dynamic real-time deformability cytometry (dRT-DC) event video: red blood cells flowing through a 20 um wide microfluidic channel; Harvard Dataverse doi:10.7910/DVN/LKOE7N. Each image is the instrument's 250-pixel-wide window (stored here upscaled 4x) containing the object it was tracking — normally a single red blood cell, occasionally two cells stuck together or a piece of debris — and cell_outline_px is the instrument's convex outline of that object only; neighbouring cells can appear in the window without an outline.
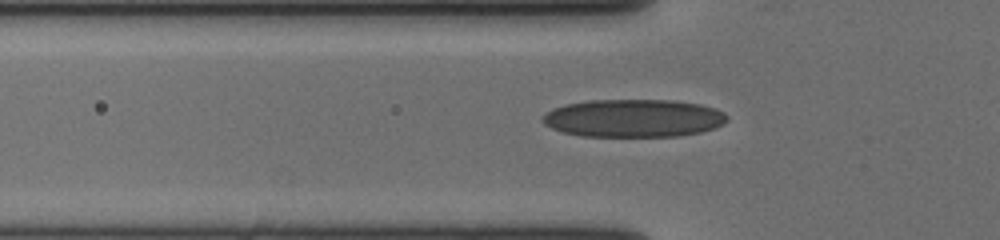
{"species": "human", "species_latin": "Homo sapiens", "temperature_condition": "cold", "stored_images_in_passage": 43, "camera_frame_rate_fps": 3000, "um_per_image_px": 0.085, "donor": {"sex": "female"}, "frame": {"image": 1, "passage_image": 12, "time_ms": 3.667, "image_size_px": [1000, 240], "cell_outline_px": [[728, 120], [724, 124], [700, 132], [680, 136], [580, 136], [564, 132], [552, 128], [544, 124], [540, 120], [540, 116], [544, 112], [552, 108], [564, 104], [588, 100], [672, 100], [700, 104], [716, 108], [724, 112], [728, 116]], "centroid_in_image_um": [53.81, 10.04], "position_along_channel_um": 72.0, "area_um2": 41.15}}
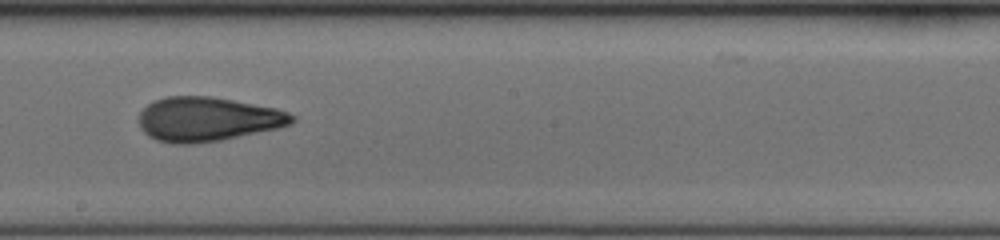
{"frame": {"image": 2, "passage_image": 25, "time_ms": 8.0, "image_size_px": [1000, 240], "cell_outline_px": [[296, 120], [292, 124], [276, 128], [220, 140], [192, 144], [172, 144], [156, 140], [148, 136], [140, 128], [140, 112], [152, 100], [168, 96], [212, 96], [276, 108], [288, 112], [296, 116]], "centroid_in_image_um": [17.63, 10.12], "position_along_channel_um": 230.6, "area_um2": 39.54}}
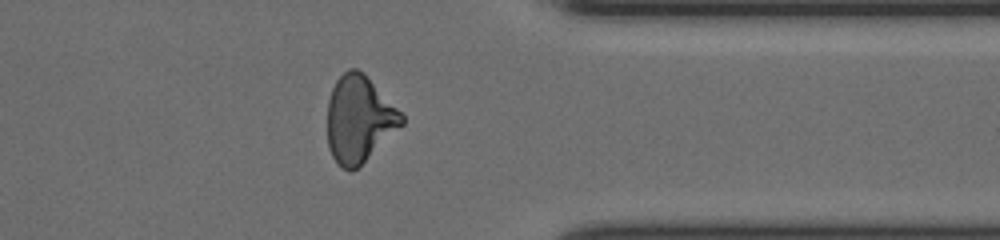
{"frame": {"image": 3, "passage_image": 38, "time_ms": 12.333, "image_size_px": [1000, 240], "cell_outline_px": [[404, 124], [352, 172], [348, 172], [332, 156], [328, 148], [328, 100], [332, 88], [336, 80], [348, 68], [356, 68], [364, 72], [404, 116]], "centroid_in_image_um": [30.52, 10.1], "position_along_channel_um": 380.9, "area_um2": 37.22}}